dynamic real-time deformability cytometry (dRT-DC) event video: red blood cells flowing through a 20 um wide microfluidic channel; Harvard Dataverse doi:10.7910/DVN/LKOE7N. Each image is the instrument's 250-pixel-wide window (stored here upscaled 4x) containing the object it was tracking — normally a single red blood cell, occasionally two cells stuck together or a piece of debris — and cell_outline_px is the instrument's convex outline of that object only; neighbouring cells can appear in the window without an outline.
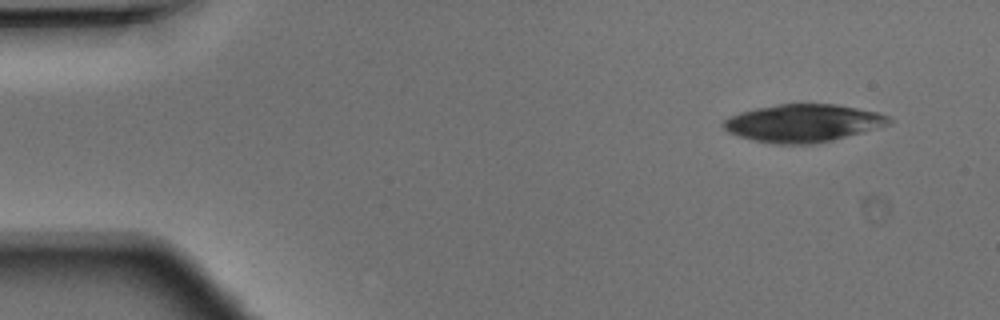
{"species": "Egyptian fruit bat (a non-hibernating species)", "species_latin": "Rousettus aegyptiacus", "temperature_condition": "warm", "stored_images_in_passage": 44, "camera_frame_rate_fps": 3000, "um_per_image_px": 0.085, "animal": {"sex": "male"}, "frame": {"image": 1, "passage_image": 1, "time_ms": 0.0, "image_size_px": [1000, 320], "cell_outline_px": [[892, 124], [832, 140], [812, 144], [776, 144], [752, 140], [728, 132], [720, 124], [728, 116], [740, 112], [756, 108], [780, 104], [836, 104], [880, 112], [892, 116]], "centroid_in_image_um": [68.29, 10.46], "position_along_channel_um": 16.7, "area_um2": 36.59}}